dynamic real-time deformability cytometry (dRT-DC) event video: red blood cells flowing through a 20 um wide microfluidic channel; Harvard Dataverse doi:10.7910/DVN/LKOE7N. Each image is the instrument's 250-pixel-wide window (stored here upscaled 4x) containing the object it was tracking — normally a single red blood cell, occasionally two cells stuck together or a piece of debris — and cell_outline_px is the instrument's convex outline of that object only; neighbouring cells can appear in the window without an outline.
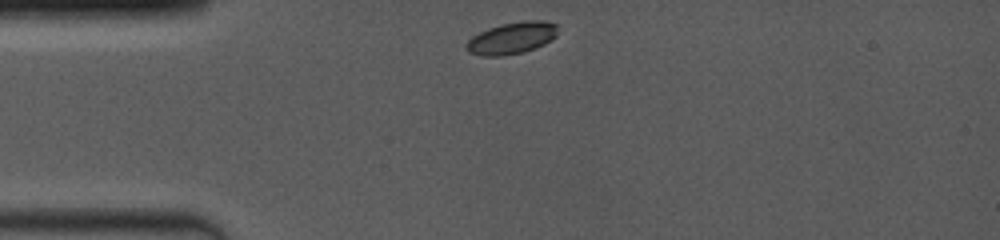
{"species": "common noctule bat (a hibernating species)", "species_latin": "Nyctalus noctula", "temperature_condition": "room temperature", "stored_images_in_passage": 26, "camera_frame_rate_fps": 4000, "um_per_image_px": 0.085, "animal": {"sex": "female", "body_mass_g": 19.0, "forearm_length_mm": 53.3}, "frame": {"image": 1, "passage_image": 1, "time_ms": 0.0, "image_size_px": [1000, 240], "cell_outline_px": [[556, 36], [552, 40], [536, 48], [524, 52], [504, 56], [484, 56], [468, 52], [464, 48], [464, 44], [472, 36], [488, 28], [500, 24], [524, 20], [544, 20], [556, 24]], "centroid_in_image_um": [43.48, 3.24], "position_along_channel_um": 41.5, "area_um2": 17.22}}
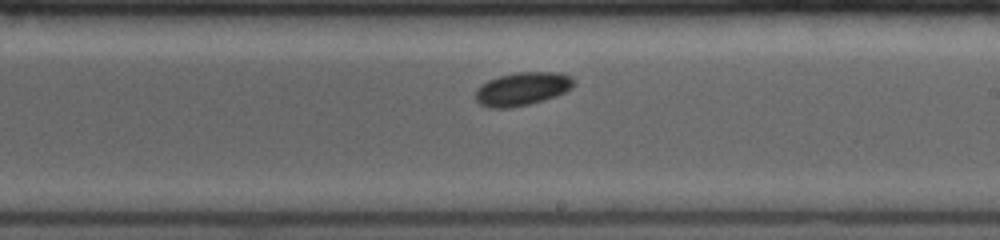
{"frame": {"image": 2, "passage_image": 12, "time_ms": 5.75, "image_size_px": [1000, 240], "cell_outline_px": [[576, 84], [564, 92], [556, 96], [544, 100], [528, 104], [508, 108], [488, 108], [480, 104], [476, 100], [476, 88], [480, 84], [488, 80], [500, 76], [516, 72], [556, 72], [572, 76], [576, 80]], "centroid_in_image_um": [44.4, 7.55], "position_along_channel_um": 244.6, "area_um2": 19.19}}
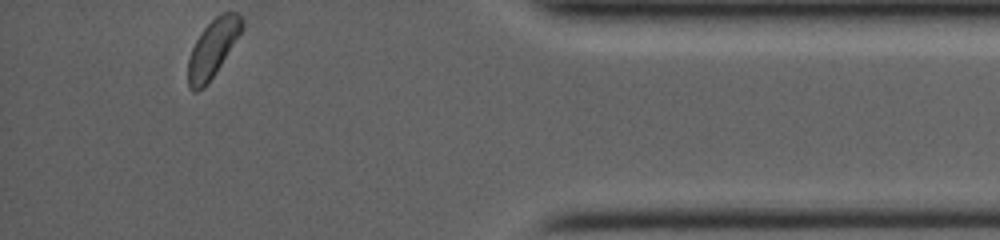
{"frame": {"image": 3, "passage_image": 26, "time_ms": 10.75, "image_size_px": [1000, 240], "cell_outline_px": [[244, 28], [216, 72], [204, 88], [196, 92], [192, 92], [188, 88], [188, 60], [192, 48], [196, 40], [204, 28], [216, 16], [224, 12], [240, 12], [244, 20]], "centroid_in_image_um": [18.1, 4.11], "position_along_channel_um": 417.1, "area_um2": 18.15}, "authors_computed_cell_mechanics": {"area_um2": 18.4382, "velocity_mm_per_s": 3.9864, "shape_relaxation_time_tau1_ms": 1.2413, "shape_relaxation_time_tau2_ms": null, "deformation_change_tau1": 0.0437, "deformation_change_tau2": null}}